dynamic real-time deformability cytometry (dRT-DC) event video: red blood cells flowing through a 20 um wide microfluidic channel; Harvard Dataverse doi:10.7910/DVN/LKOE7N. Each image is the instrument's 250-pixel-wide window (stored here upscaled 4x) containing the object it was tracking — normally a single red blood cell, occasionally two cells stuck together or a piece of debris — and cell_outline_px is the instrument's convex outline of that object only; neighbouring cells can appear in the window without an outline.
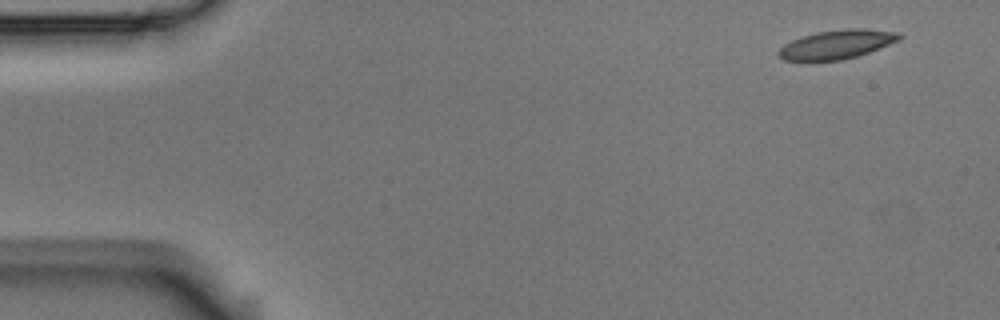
{"species": "Egyptian fruit bat (a non-hibernating species)", "species_latin": "Rousettus aegyptiacus", "temperature_condition": "room temperature", "stored_images_in_passage": 5, "camera_frame_rate_fps": 3000, "um_per_image_px": 0.085, "animal": {"sex": "male"}, "frame": {"image": 1, "passage_image": 1, "time_ms": 0.0, "image_size_px": [1000, 320], "cell_outline_px": [[904, 36], [900, 40], [868, 52], [856, 56], [840, 60], [784, 60], [776, 52], [784, 44], [792, 40], [816, 32], [844, 28], [864, 28], [900, 32]], "centroid_in_image_um": [71.17, 3.75], "position_along_channel_um": 13.8, "area_um2": 20.29}}
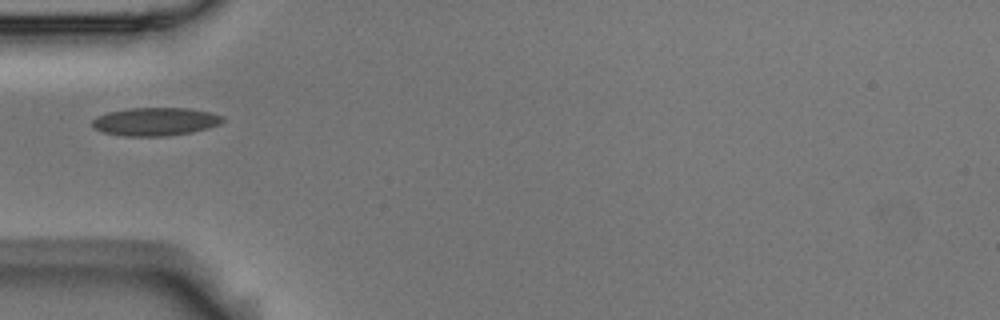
{"frame": {"image": 2, "passage_image": 5, "time_ms": 1.333, "image_size_px": [1000, 320], "cell_outline_px": [[224, 120], [220, 124], [208, 128], [192, 132], [168, 136], [124, 136], [104, 132], [92, 128], [92, 120], [96, 116], [108, 112], [128, 108], [188, 108], [212, 112], [224, 116]], "centroid_in_image_um": [13.21, 10.33], "position_along_channel_um": 71.8, "area_um2": 21.62}}